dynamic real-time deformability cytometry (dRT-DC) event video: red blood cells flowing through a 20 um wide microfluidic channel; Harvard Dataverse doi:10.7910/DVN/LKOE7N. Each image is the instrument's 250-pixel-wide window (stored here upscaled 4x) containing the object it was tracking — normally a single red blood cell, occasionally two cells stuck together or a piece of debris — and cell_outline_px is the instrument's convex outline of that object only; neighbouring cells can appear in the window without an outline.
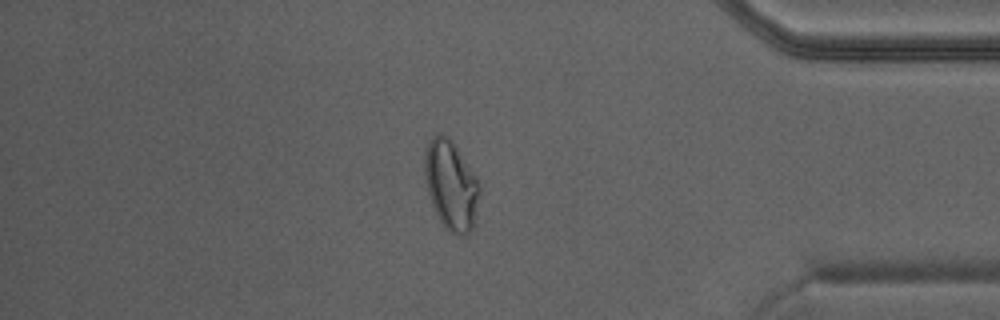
{"species": "Egyptian fruit bat (a non-hibernating species)", "species_latin": "Rousettus aegyptiacus", "temperature_condition": "warm", "stored_images_in_passage": 42, "camera_frame_rate_fps": 3000, "um_per_image_px": 0.085, "animal": {"sex": "male"}, "frame": {"image": 1, "passage_image": 36, "time_ms": 11.667, "image_size_px": [1000, 320], "cell_outline_px": [[480, 196], [472, 228], [464, 236], [456, 236], [448, 232], [444, 228], [432, 204], [424, 180], [424, 152], [428, 140], [436, 132], [448, 136], [452, 140], [476, 176], [480, 188]], "centroid_in_image_um": [38.31, 15.72], "position_along_channel_um": 396.9, "area_um2": 28.96}}
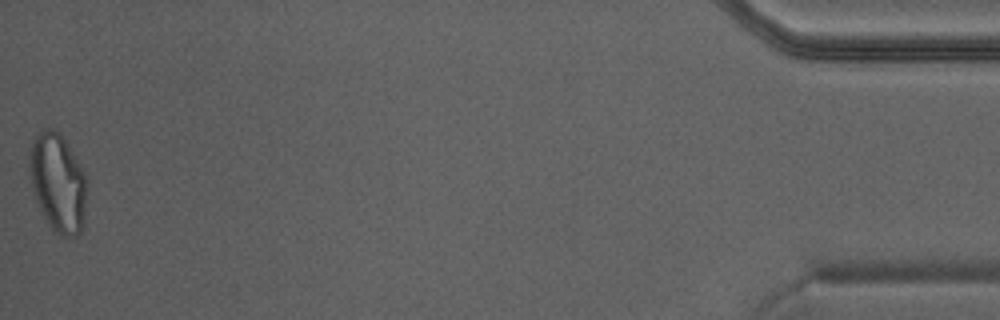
{"frame": {"image": 2, "passage_image": 42, "time_ms": 13.667, "image_size_px": [1000, 320], "cell_outline_px": [[88, 180], [84, 224], [80, 232], [76, 236], [64, 236], [52, 232], [36, 200], [28, 172], [28, 156], [32, 144], [36, 136], [40, 132], [48, 128], [52, 128], [60, 132], [84, 172]], "centroid_in_image_um": [4.93, 15.55], "position_along_channel_um": 430.3, "area_um2": 33.23}}